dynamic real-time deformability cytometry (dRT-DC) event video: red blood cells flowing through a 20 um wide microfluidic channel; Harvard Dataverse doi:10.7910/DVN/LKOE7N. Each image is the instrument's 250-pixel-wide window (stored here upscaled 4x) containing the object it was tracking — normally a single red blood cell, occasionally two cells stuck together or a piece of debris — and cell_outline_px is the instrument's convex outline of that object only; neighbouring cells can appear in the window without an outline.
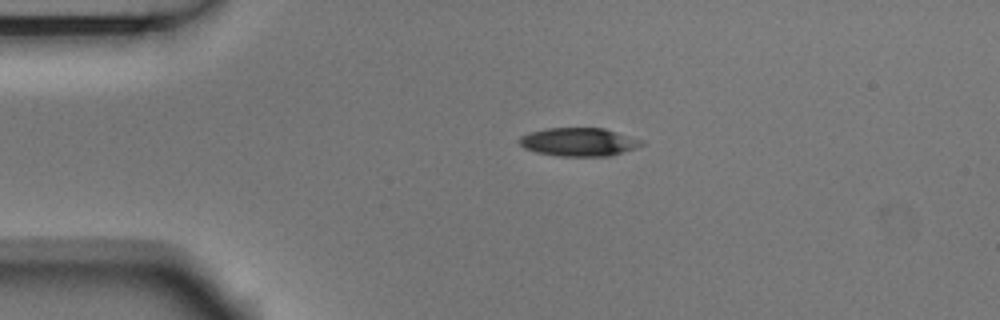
{"species": "Egyptian fruit bat (a non-hibernating species)", "species_latin": "Rousettus aegyptiacus", "temperature_condition": "room temperature", "stored_images_in_passage": 2, "camera_frame_rate_fps": 3000, "um_per_image_px": 0.085, "animal": {"sex": "male"}, "frame": {"image": 1, "passage_image": 1, "time_ms": 0.0, "image_size_px": [1000, 320], "cell_outline_px": [[644, 144], [636, 148], [608, 156], [556, 156], [536, 152], [524, 148], [520, 144], [520, 136], [528, 132], [548, 128], [604, 128], [644, 140]], "centroid_in_image_um": [49.2, 12.06], "position_along_channel_um": 35.8, "area_um2": 20.23}}